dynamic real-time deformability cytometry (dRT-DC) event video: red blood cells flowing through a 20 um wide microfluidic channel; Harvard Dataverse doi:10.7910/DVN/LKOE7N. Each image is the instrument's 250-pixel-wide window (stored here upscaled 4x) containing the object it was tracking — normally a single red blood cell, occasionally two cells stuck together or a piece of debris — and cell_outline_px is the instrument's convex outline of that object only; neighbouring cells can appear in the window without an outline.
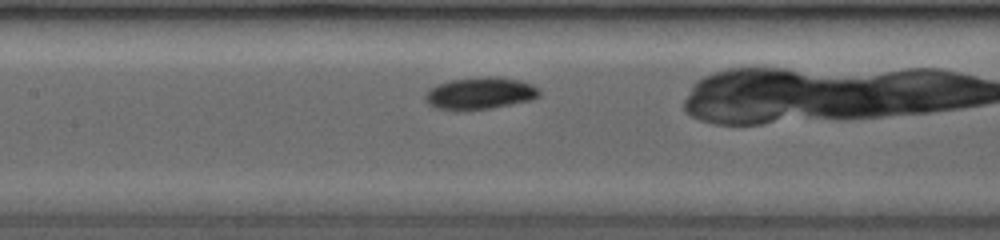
{"species": "common noctule bat (a hibernating species)", "species_latin": "Nyctalus noctula", "temperature_condition": "room temperature", "stored_images_in_passage": 26, "camera_frame_rate_fps": 3500, "um_per_image_px": 0.085, "animal": {"sex": "female", "body_mass_g": 19.0, "forearm_length_mm": 53.3}, "frame": {"image": 1, "passage_image": 7, "time_ms": 2.857, "image_size_px": [1000, 240], "cell_outline_px": [[540, 92], [536, 96], [528, 100], [488, 108], [440, 108], [432, 104], [428, 100], [428, 92], [436, 84], [452, 80], [480, 76], [496, 76], [520, 80], [532, 84], [540, 88]], "centroid_in_image_um": [40.89, 7.86], "position_along_channel_um": 166.5, "area_um2": 20.23}}
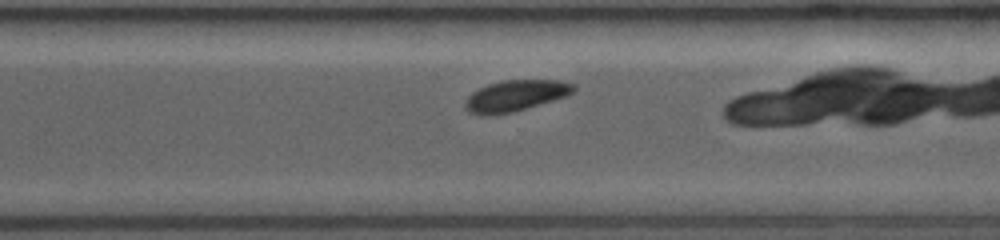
{"frame": {"image": 2, "passage_image": 18, "time_ms": 6.857, "image_size_px": [1000, 240], "cell_outline_px": [[576, 88], [572, 92], [564, 96], [552, 100], [512, 112], [488, 116], [480, 116], [468, 112], [464, 108], [464, 104], [468, 96], [472, 92], [488, 84], [504, 80], [560, 80], [572, 84]], "centroid_in_image_um": [43.74, 8.14], "position_along_channel_um": 326.9, "area_um2": 19.48}}